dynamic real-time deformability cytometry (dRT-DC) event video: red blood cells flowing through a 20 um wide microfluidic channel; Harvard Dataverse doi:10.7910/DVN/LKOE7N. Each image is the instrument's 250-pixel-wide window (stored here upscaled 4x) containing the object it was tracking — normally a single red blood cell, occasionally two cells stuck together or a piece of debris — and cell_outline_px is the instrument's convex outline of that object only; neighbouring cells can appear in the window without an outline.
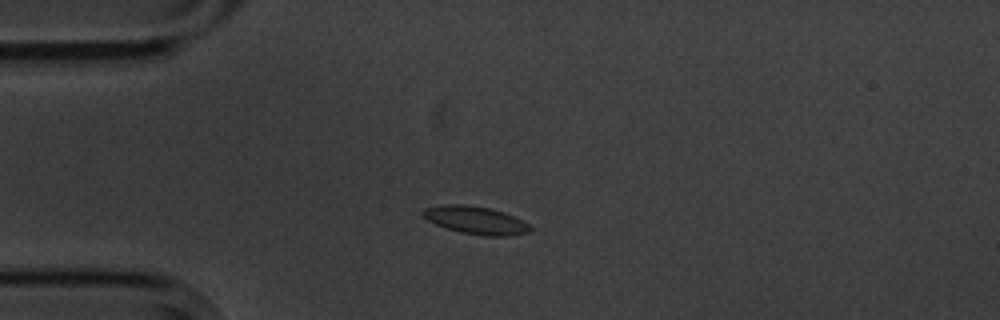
{"species": "common noctule bat (a hibernating species)", "species_latin": "Nyctalus noctula", "temperature_condition": "cold", "stored_images_in_passage": 9, "camera_frame_rate_fps": 3000, "um_per_image_px": 0.085, "animal": {"sex": "male", "body_mass_g": 20.1, "forearm_length_mm": 53.5}, "frame": {"image": 1, "passage_image": 3, "time_ms": 2.333, "image_size_px": [1000, 320], "cell_outline_px": [[532, 228], [528, 232], [508, 236], [484, 236], [460, 232], [436, 224], [428, 220], [420, 212], [424, 208], [444, 204], [464, 204], [492, 208], [504, 212], [528, 224]], "centroid_in_image_um": [40.41, 18.71], "position_along_channel_um": 44.6, "area_um2": 17.28}}
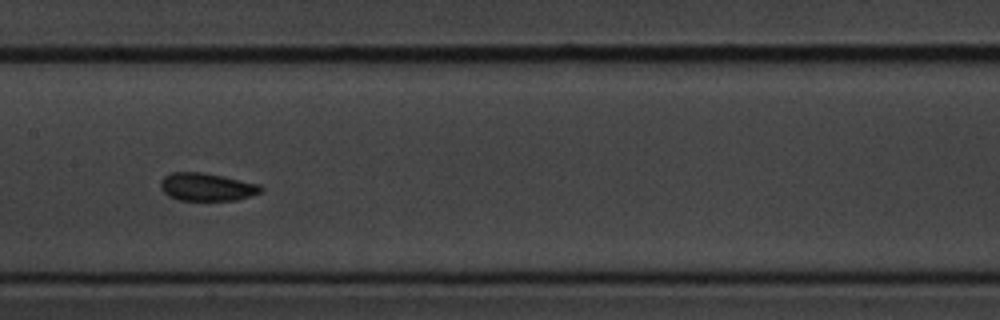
{"frame": {"image": 2, "passage_image": 7, "time_ms": 7.0, "image_size_px": [1000, 320], "cell_outline_px": [[264, 188], [260, 192], [236, 200], [180, 200], [168, 196], [160, 188], [160, 180], [164, 176], [172, 172], [204, 172], [224, 176], [260, 184]], "centroid_in_image_um": [17.56, 15.88], "position_along_channel_um": 189.8, "area_um2": 16.36}}
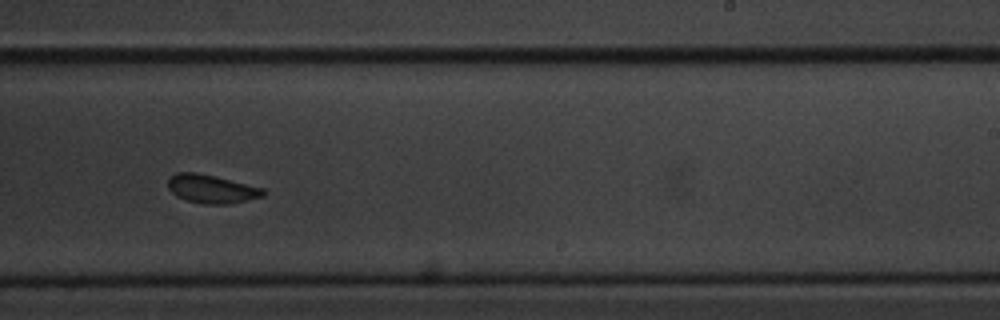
{"frame": {"image": 3, "passage_image": 9, "time_ms": 9.333, "image_size_px": [1000, 320], "cell_outline_px": [[264, 196], [228, 204], [204, 204], [188, 200], [176, 196], [168, 188], [168, 176], [176, 172], [196, 172], [264, 188]], "centroid_in_image_um": [17.94, 16.05], "position_along_channel_um": 271.1, "area_um2": 15.66}}